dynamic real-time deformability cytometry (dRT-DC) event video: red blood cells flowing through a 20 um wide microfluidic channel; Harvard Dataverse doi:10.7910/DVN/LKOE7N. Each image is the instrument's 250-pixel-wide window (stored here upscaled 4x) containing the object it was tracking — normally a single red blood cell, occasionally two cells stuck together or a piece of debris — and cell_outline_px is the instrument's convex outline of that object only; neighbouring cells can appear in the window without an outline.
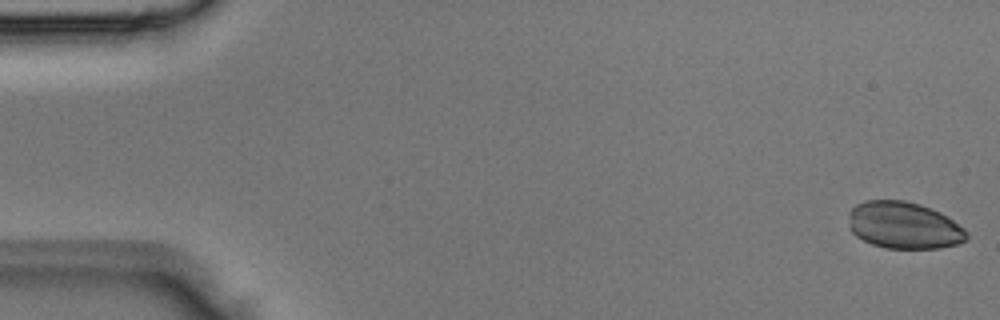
{"species": "Egyptian fruit bat (a non-hibernating species)", "species_latin": "Rousettus aegyptiacus", "temperature_condition": "room temperature", "stored_images_in_passage": 4, "camera_frame_rate_fps": 3000, "um_per_image_px": 0.085, "animal": {"sex": "male"}, "frame": {"image": 1, "passage_image": 1, "time_ms": 0.0, "image_size_px": [1000, 320], "cell_outline_px": [[968, 236], [964, 240], [956, 244], [940, 248], [884, 248], [872, 244], [856, 236], [848, 228], [848, 212], [856, 204], [864, 200], [904, 200], [920, 204], [932, 208], [948, 216], [964, 228], [968, 232]], "centroid_in_image_um": [76.8, 19.14], "position_along_channel_um": 8.2, "area_um2": 32.6}}